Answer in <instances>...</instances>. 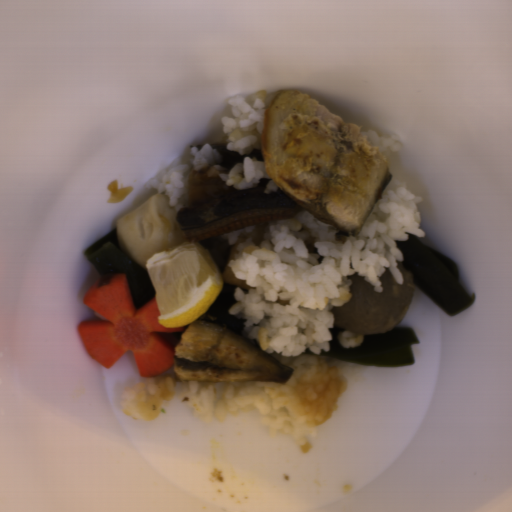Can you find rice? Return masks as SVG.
Wrapping results in <instances>:
<instances>
[{
  "mask_svg": "<svg viewBox=\"0 0 512 512\" xmlns=\"http://www.w3.org/2000/svg\"><path fill=\"white\" fill-rule=\"evenodd\" d=\"M275 95L261 90L249 101L243 94L230 96L227 100L232 108L231 117H221V132L226 135L227 150H235L241 155H250L253 149L262 151L265 113Z\"/></svg>",
  "mask_w": 512,
  "mask_h": 512,
  "instance_id": "8eca5e8b",
  "label": "rice"
},
{
  "mask_svg": "<svg viewBox=\"0 0 512 512\" xmlns=\"http://www.w3.org/2000/svg\"><path fill=\"white\" fill-rule=\"evenodd\" d=\"M279 188L275 185V183L271 180V181H268L267 185H266V188L264 190V192L266 194H269L271 192H275L276 190H278Z\"/></svg>",
  "mask_w": 512,
  "mask_h": 512,
  "instance_id": "a3056103",
  "label": "rice"
},
{
  "mask_svg": "<svg viewBox=\"0 0 512 512\" xmlns=\"http://www.w3.org/2000/svg\"><path fill=\"white\" fill-rule=\"evenodd\" d=\"M183 332V331H182ZM182 332H171L168 334H158L161 336L164 341L168 344V346L171 348V350L174 353L175 344L178 342Z\"/></svg>",
  "mask_w": 512,
  "mask_h": 512,
  "instance_id": "e3fd555f",
  "label": "rice"
},
{
  "mask_svg": "<svg viewBox=\"0 0 512 512\" xmlns=\"http://www.w3.org/2000/svg\"><path fill=\"white\" fill-rule=\"evenodd\" d=\"M365 334H356L348 330L341 331L336 339L342 348H351L360 345L364 341Z\"/></svg>",
  "mask_w": 512,
  "mask_h": 512,
  "instance_id": "b023fe2a",
  "label": "rice"
},
{
  "mask_svg": "<svg viewBox=\"0 0 512 512\" xmlns=\"http://www.w3.org/2000/svg\"><path fill=\"white\" fill-rule=\"evenodd\" d=\"M414 195L391 176L375 208L356 234H341L303 209L296 217L252 225L197 242L227 250L226 268L250 288L234 286L236 304L227 313L243 319L242 332L260 350L292 367L286 383L179 381L172 367L145 377L119 394L121 410L136 422L155 420L163 403L182 398L198 422H223L250 411L272 434H285L305 454L309 439L348 390L327 352L334 314L352 299L348 279L358 274L383 292L385 269L403 285L404 261L396 241L426 237ZM310 349L315 355H304Z\"/></svg>",
  "mask_w": 512,
  "mask_h": 512,
  "instance_id": "652b925c",
  "label": "rice"
},
{
  "mask_svg": "<svg viewBox=\"0 0 512 512\" xmlns=\"http://www.w3.org/2000/svg\"><path fill=\"white\" fill-rule=\"evenodd\" d=\"M363 133L366 139L378 150L386 165L393 155L402 149V144L399 143L401 138L398 135L382 136L373 130H367Z\"/></svg>",
  "mask_w": 512,
  "mask_h": 512,
  "instance_id": "acb35da6",
  "label": "rice"
},
{
  "mask_svg": "<svg viewBox=\"0 0 512 512\" xmlns=\"http://www.w3.org/2000/svg\"><path fill=\"white\" fill-rule=\"evenodd\" d=\"M205 170L206 174L221 178L227 186L236 190L255 188L262 178L271 179L266 171L265 161L256 157H243L231 170L221 166V155L209 143L198 149L191 147L186 157L176 158L168 169L153 177L150 186L156 194L169 195L170 207L178 212L188 202L187 179L192 170Z\"/></svg>",
  "mask_w": 512,
  "mask_h": 512,
  "instance_id": "023b6e5f",
  "label": "rice"
}]
</instances>
